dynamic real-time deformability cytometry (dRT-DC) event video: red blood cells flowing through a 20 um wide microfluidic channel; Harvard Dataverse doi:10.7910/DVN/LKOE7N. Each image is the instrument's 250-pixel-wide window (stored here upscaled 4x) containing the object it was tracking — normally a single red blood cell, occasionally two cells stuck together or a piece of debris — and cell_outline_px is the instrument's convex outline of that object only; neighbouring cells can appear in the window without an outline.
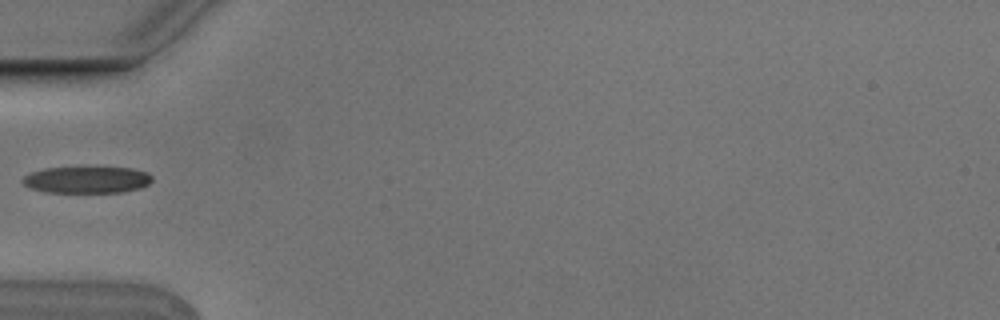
{"species": "Egyptian fruit bat (a non-hibernating species)", "species_latin": "Rousettus aegyptiacus", "temperature_condition": "cold", "stored_images_in_passage": 6, "camera_frame_rate_fps": 3000, "um_per_image_px": 0.085, "animal": {"sex": "male"}, "frame": {"image": 1, "passage_image": 6, "time_ms": 1.667, "image_size_px": [1000, 320], "cell_outline_px": [[152, 180], [148, 184], [140, 188], [124, 192], [48, 192], [32, 188], [24, 184], [20, 180], [24, 176], [32, 172], [44, 168], [80, 164], [84, 164], [132, 168], [148, 172], [152, 176]], "centroid_in_image_um": [7.4, 15.21], "position_along_channel_um": 77.6, "area_um2": 21.27}}